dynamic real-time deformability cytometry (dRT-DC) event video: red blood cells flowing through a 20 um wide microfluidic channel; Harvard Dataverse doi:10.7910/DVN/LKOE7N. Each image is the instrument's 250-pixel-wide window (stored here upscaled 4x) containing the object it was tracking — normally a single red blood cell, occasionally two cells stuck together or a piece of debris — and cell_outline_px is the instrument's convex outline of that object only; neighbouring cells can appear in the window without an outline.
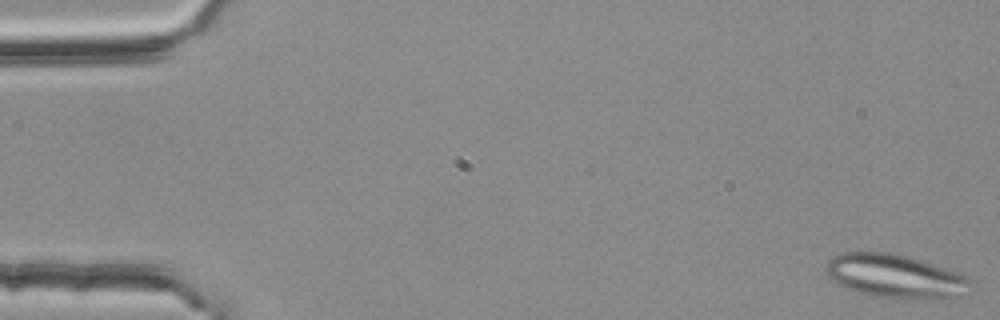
{"species": "common noctule bat (a hibernating species)", "species_latin": "Nyctalus noctula", "temperature_condition": "room temperature", "stored_images_in_passage": 50, "segment_of_instrument_passage": [1, 2], "camera_frame_rate_fps": 3000, "um_per_image_px": 0.085, "animal": {"sex": "female", "body_mass_g": 25.1}, "frame": {"image": 1, "passage_image": 1, "time_ms": 0.0, "image_size_px": [1000, 320], "cell_outline_px": [[972, 280], [956, 296], [940, 300], [900, 300], [872, 296], [836, 284], [828, 276], [824, 268], [828, 260], [832, 256], [840, 252], [892, 252], [908, 256], [956, 272]], "centroid_in_image_um": [75.99, 23.49], "position_along_channel_um": 9.0, "area_um2": 36.93}}